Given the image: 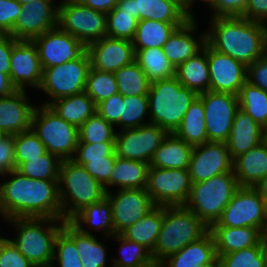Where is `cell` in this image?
<instances>
[{
    "label": "cell",
    "instance_id": "obj_13",
    "mask_svg": "<svg viewBox=\"0 0 267 267\" xmlns=\"http://www.w3.org/2000/svg\"><path fill=\"white\" fill-rule=\"evenodd\" d=\"M198 96L204 105L208 142L226 143L239 109L238 95L209 90Z\"/></svg>",
    "mask_w": 267,
    "mask_h": 267
},
{
    "label": "cell",
    "instance_id": "obj_34",
    "mask_svg": "<svg viewBox=\"0 0 267 267\" xmlns=\"http://www.w3.org/2000/svg\"><path fill=\"white\" fill-rule=\"evenodd\" d=\"M163 222V206H156L136 223L124 229L120 235L142 244L150 252L154 250Z\"/></svg>",
    "mask_w": 267,
    "mask_h": 267
},
{
    "label": "cell",
    "instance_id": "obj_59",
    "mask_svg": "<svg viewBox=\"0 0 267 267\" xmlns=\"http://www.w3.org/2000/svg\"><path fill=\"white\" fill-rule=\"evenodd\" d=\"M243 18L256 22H267V0H248Z\"/></svg>",
    "mask_w": 267,
    "mask_h": 267
},
{
    "label": "cell",
    "instance_id": "obj_2",
    "mask_svg": "<svg viewBox=\"0 0 267 267\" xmlns=\"http://www.w3.org/2000/svg\"><path fill=\"white\" fill-rule=\"evenodd\" d=\"M206 32V42L246 66L262 57L264 31L260 22L243 17H213Z\"/></svg>",
    "mask_w": 267,
    "mask_h": 267
},
{
    "label": "cell",
    "instance_id": "obj_20",
    "mask_svg": "<svg viewBox=\"0 0 267 267\" xmlns=\"http://www.w3.org/2000/svg\"><path fill=\"white\" fill-rule=\"evenodd\" d=\"M210 91L238 95L247 81V66L208 44Z\"/></svg>",
    "mask_w": 267,
    "mask_h": 267
},
{
    "label": "cell",
    "instance_id": "obj_27",
    "mask_svg": "<svg viewBox=\"0 0 267 267\" xmlns=\"http://www.w3.org/2000/svg\"><path fill=\"white\" fill-rule=\"evenodd\" d=\"M232 171L239 187H255L267 176V148L262 142L233 159Z\"/></svg>",
    "mask_w": 267,
    "mask_h": 267
},
{
    "label": "cell",
    "instance_id": "obj_37",
    "mask_svg": "<svg viewBox=\"0 0 267 267\" xmlns=\"http://www.w3.org/2000/svg\"><path fill=\"white\" fill-rule=\"evenodd\" d=\"M70 222L73 225L91 226L89 229L102 231L103 235L112 238L116 235L112 219L111 204L105 197L102 201L85 206Z\"/></svg>",
    "mask_w": 267,
    "mask_h": 267
},
{
    "label": "cell",
    "instance_id": "obj_68",
    "mask_svg": "<svg viewBox=\"0 0 267 267\" xmlns=\"http://www.w3.org/2000/svg\"><path fill=\"white\" fill-rule=\"evenodd\" d=\"M15 1L20 3L21 5H26L28 3H34L37 0H15Z\"/></svg>",
    "mask_w": 267,
    "mask_h": 267
},
{
    "label": "cell",
    "instance_id": "obj_33",
    "mask_svg": "<svg viewBox=\"0 0 267 267\" xmlns=\"http://www.w3.org/2000/svg\"><path fill=\"white\" fill-rule=\"evenodd\" d=\"M149 163L116 157L110 174V187L146 189Z\"/></svg>",
    "mask_w": 267,
    "mask_h": 267
},
{
    "label": "cell",
    "instance_id": "obj_7",
    "mask_svg": "<svg viewBox=\"0 0 267 267\" xmlns=\"http://www.w3.org/2000/svg\"><path fill=\"white\" fill-rule=\"evenodd\" d=\"M238 188L239 184L233 171L192 183L189 198L184 206L210 228L220 219Z\"/></svg>",
    "mask_w": 267,
    "mask_h": 267
},
{
    "label": "cell",
    "instance_id": "obj_17",
    "mask_svg": "<svg viewBox=\"0 0 267 267\" xmlns=\"http://www.w3.org/2000/svg\"><path fill=\"white\" fill-rule=\"evenodd\" d=\"M232 163L227 143L206 142L193 146L188 168L191 183L205 181L214 176L231 172Z\"/></svg>",
    "mask_w": 267,
    "mask_h": 267
},
{
    "label": "cell",
    "instance_id": "obj_21",
    "mask_svg": "<svg viewBox=\"0 0 267 267\" xmlns=\"http://www.w3.org/2000/svg\"><path fill=\"white\" fill-rule=\"evenodd\" d=\"M91 68L115 73L135 61L132 41L105 36L87 46Z\"/></svg>",
    "mask_w": 267,
    "mask_h": 267
},
{
    "label": "cell",
    "instance_id": "obj_18",
    "mask_svg": "<svg viewBox=\"0 0 267 267\" xmlns=\"http://www.w3.org/2000/svg\"><path fill=\"white\" fill-rule=\"evenodd\" d=\"M54 0H37L22 5L20 14L9 33L16 40H33L57 27L58 5Z\"/></svg>",
    "mask_w": 267,
    "mask_h": 267
},
{
    "label": "cell",
    "instance_id": "obj_15",
    "mask_svg": "<svg viewBox=\"0 0 267 267\" xmlns=\"http://www.w3.org/2000/svg\"><path fill=\"white\" fill-rule=\"evenodd\" d=\"M42 69L81 58L87 46L58 26L33 39Z\"/></svg>",
    "mask_w": 267,
    "mask_h": 267
},
{
    "label": "cell",
    "instance_id": "obj_45",
    "mask_svg": "<svg viewBox=\"0 0 267 267\" xmlns=\"http://www.w3.org/2000/svg\"><path fill=\"white\" fill-rule=\"evenodd\" d=\"M217 267H267L264 247L260 243L217 256Z\"/></svg>",
    "mask_w": 267,
    "mask_h": 267
},
{
    "label": "cell",
    "instance_id": "obj_51",
    "mask_svg": "<svg viewBox=\"0 0 267 267\" xmlns=\"http://www.w3.org/2000/svg\"><path fill=\"white\" fill-rule=\"evenodd\" d=\"M2 236V235H0ZM0 267H36L8 238L0 237Z\"/></svg>",
    "mask_w": 267,
    "mask_h": 267
},
{
    "label": "cell",
    "instance_id": "obj_22",
    "mask_svg": "<svg viewBox=\"0 0 267 267\" xmlns=\"http://www.w3.org/2000/svg\"><path fill=\"white\" fill-rule=\"evenodd\" d=\"M35 105L28 102L26 90H15L0 98V129L6 135H16L32 127Z\"/></svg>",
    "mask_w": 267,
    "mask_h": 267
},
{
    "label": "cell",
    "instance_id": "obj_4",
    "mask_svg": "<svg viewBox=\"0 0 267 267\" xmlns=\"http://www.w3.org/2000/svg\"><path fill=\"white\" fill-rule=\"evenodd\" d=\"M198 94L184 87L174 76L151 82L148 91L150 124L174 133Z\"/></svg>",
    "mask_w": 267,
    "mask_h": 267
},
{
    "label": "cell",
    "instance_id": "obj_28",
    "mask_svg": "<svg viewBox=\"0 0 267 267\" xmlns=\"http://www.w3.org/2000/svg\"><path fill=\"white\" fill-rule=\"evenodd\" d=\"M74 241L83 267H106V247L83 225L66 221L62 228Z\"/></svg>",
    "mask_w": 267,
    "mask_h": 267
},
{
    "label": "cell",
    "instance_id": "obj_23",
    "mask_svg": "<svg viewBox=\"0 0 267 267\" xmlns=\"http://www.w3.org/2000/svg\"><path fill=\"white\" fill-rule=\"evenodd\" d=\"M197 20L189 19L182 26L177 27L163 45V51L170 63L176 69L189 58L194 57L203 49L206 42V32L195 39Z\"/></svg>",
    "mask_w": 267,
    "mask_h": 267
},
{
    "label": "cell",
    "instance_id": "obj_42",
    "mask_svg": "<svg viewBox=\"0 0 267 267\" xmlns=\"http://www.w3.org/2000/svg\"><path fill=\"white\" fill-rule=\"evenodd\" d=\"M112 237L120 243V257L111 260L113 267H148L154 263L151 252L142 244L127 240L120 234Z\"/></svg>",
    "mask_w": 267,
    "mask_h": 267
},
{
    "label": "cell",
    "instance_id": "obj_62",
    "mask_svg": "<svg viewBox=\"0 0 267 267\" xmlns=\"http://www.w3.org/2000/svg\"><path fill=\"white\" fill-rule=\"evenodd\" d=\"M179 7L189 19H195L193 11H191V0H169Z\"/></svg>",
    "mask_w": 267,
    "mask_h": 267
},
{
    "label": "cell",
    "instance_id": "obj_71",
    "mask_svg": "<svg viewBox=\"0 0 267 267\" xmlns=\"http://www.w3.org/2000/svg\"><path fill=\"white\" fill-rule=\"evenodd\" d=\"M264 252H265V255H266V265H267V248H264Z\"/></svg>",
    "mask_w": 267,
    "mask_h": 267
},
{
    "label": "cell",
    "instance_id": "obj_66",
    "mask_svg": "<svg viewBox=\"0 0 267 267\" xmlns=\"http://www.w3.org/2000/svg\"><path fill=\"white\" fill-rule=\"evenodd\" d=\"M194 1L196 0H191V9H192V4L194 3ZM203 1L207 2V4H210L211 9H213L217 4V0H202V2Z\"/></svg>",
    "mask_w": 267,
    "mask_h": 267
},
{
    "label": "cell",
    "instance_id": "obj_11",
    "mask_svg": "<svg viewBox=\"0 0 267 267\" xmlns=\"http://www.w3.org/2000/svg\"><path fill=\"white\" fill-rule=\"evenodd\" d=\"M191 186L188 169L149 167L146 191L156 206H184Z\"/></svg>",
    "mask_w": 267,
    "mask_h": 267
},
{
    "label": "cell",
    "instance_id": "obj_60",
    "mask_svg": "<svg viewBox=\"0 0 267 267\" xmlns=\"http://www.w3.org/2000/svg\"><path fill=\"white\" fill-rule=\"evenodd\" d=\"M80 4L98 10L101 12L109 13L119 0H77Z\"/></svg>",
    "mask_w": 267,
    "mask_h": 267
},
{
    "label": "cell",
    "instance_id": "obj_12",
    "mask_svg": "<svg viewBox=\"0 0 267 267\" xmlns=\"http://www.w3.org/2000/svg\"><path fill=\"white\" fill-rule=\"evenodd\" d=\"M267 204L254 187H239L212 226L254 227L260 229Z\"/></svg>",
    "mask_w": 267,
    "mask_h": 267
},
{
    "label": "cell",
    "instance_id": "obj_55",
    "mask_svg": "<svg viewBox=\"0 0 267 267\" xmlns=\"http://www.w3.org/2000/svg\"><path fill=\"white\" fill-rule=\"evenodd\" d=\"M247 82L267 92V53L247 66Z\"/></svg>",
    "mask_w": 267,
    "mask_h": 267
},
{
    "label": "cell",
    "instance_id": "obj_3",
    "mask_svg": "<svg viewBox=\"0 0 267 267\" xmlns=\"http://www.w3.org/2000/svg\"><path fill=\"white\" fill-rule=\"evenodd\" d=\"M208 231L209 227L185 206H163L161 230L151 252L154 263L160 264Z\"/></svg>",
    "mask_w": 267,
    "mask_h": 267
},
{
    "label": "cell",
    "instance_id": "obj_41",
    "mask_svg": "<svg viewBox=\"0 0 267 267\" xmlns=\"http://www.w3.org/2000/svg\"><path fill=\"white\" fill-rule=\"evenodd\" d=\"M148 112H150L148 95H121V116L115 126H120L121 130H125L148 125L150 122H144Z\"/></svg>",
    "mask_w": 267,
    "mask_h": 267
},
{
    "label": "cell",
    "instance_id": "obj_29",
    "mask_svg": "<svg viewBox=\"0 0 267 267\" xmlns=\"http://www.w3.org/2000/svg\"><path fill=\"white\" fill-rule=\"evenodd\" d=\"M217 256L260 244V229L254 227L211 226Z\"/></svg>",
    "mask_w": 267,
    "mask_h": 267
},
{
    "label": "cell",
    "instance_id": "obj_10",
    "mask_svg": "<svg viewBox=\"0 0 267 267\" xmlns=\"http://www.w3.org/2000/svg\"><path fill=\"white\" fill-rule=\"evenodd\" d=\"M91 68L88 52L81 58L43 69L42 80L38 90L51 97L42 105L48 106L52 101L84 92L86 78Z\"/></svg>",
    "mask_w": 267,
    "mask_h": 267
},
{
    "label": "cell",
    "instance_id": "obj_14",
    "mask_svg": "<svg viewBox=\"0 0 267 267\" xmlns=\"http://www.w3.org/2000/svg\"><path fill=\"white\" fill-rule=\"evenodd\" d=\"M168 132L157 125L148 124L116 132L117 157L150 163Z\"/></svg>",
    "mask_w": 267,
    "mask_h": 267
},
{
    "label": "cell",
    "instance_id": "obj_69",
    "mask_svg": "<svg viewBox=\"0 0 267 267\" xmlns=\"http://www.w3.org/2000/svg\"><path fill=\"white\" fill-rule=\"evenodd\" d=\"M148 267H162V266H161V264L153 263L152 265H150Z\"/></svg>",
    "mask_w": 267,
    "mask_h": 267
},
{
    "label": "cell",
    "instance_id": "obj_44",
    "mask_svg": "<svg viewBox=\"0 0 267 267\" xmlns=\"http://www.w3.org/2000/svg\"><path fill=\"white\" fill-rule=\"evenodd\" d=\"M84 92L98 105L118 93L114 73L90 68L86 78Z\"/></svg>",
    "mask_w": 267,
    "mask_h": 267
},
{
    "label": "cell",
    "instance_id": "obj_52",
    "mask_svg": "<svg viewBox=\"0 0 267 267\" xmlns=\"http://www.w3.org/2000/svg\"><path fill=\"white\" fill-rule=\"evenodd\" d=\"M115 161L116 157H105V159L90 160L82 166L92 177L104 186L106 192H109L110 174Z\"/></svg>",
    "mask_w": 267,
    "mask_h": 267
},
{
    "label": "cell",
    "instance_id": "obj_25",
    "mask_svg": "<svg viewBox=\"0 0 267 267\" xmlns=\"http://www.w3.org/2000/svg\"><path fill=\"white\" fill-rule=\"evenodd\" d=\"M162 267H217V254L213 235L208 231L199 240L186 245L168 256Z\"/></svg>",
    "mask_w": 267,
    "mask_h": 267
},
{
    "label": "cell",
    "instance_id": "obj_54",
    "mask_svg": "<svg viewBox=\"0 0 267 267\" xmlns=\"http://www.w3.org/2000/svg\"><path fill=\"white\" fill-rule=\"evenodd\" d=\"M16 170L14 135H6L0 140V174Z\"/></svg>",
    "mask_w": 267,
    "mask_h": 267
},
{
    "label": "cell",
    "instance_id": "obj_26",
    "mask_svg": "<svg viewBox=\"0 0 267 267\" xmlns=\"http://www.w3.org/2000/svg\"><path fill=\"white\" fill-rule=\"evenodd\" d=\"M263 129L260 124L239 108L226 142L232 160L262 143Z\"/></svg>",
    "mask_w": 267,
    "mask_h": 267
},
{
    "label": "cell",
    "instance_id": "obj_70",
    "mask_svg": "<svg viewBox=\"0 0 267 267\" xmlns=\"http://www.w3.org/2000/svg\"><path fill=\"white\" fill-rule=\"evenodd\" d=\"M5 136H6V134L0 129V140Z\"/></svg>",
    "mask_w": 267,
    "mask_h": 267
},
{
    "label": "cell",
    "instance_id": "obj_53",
    "mask_svg": "<svg viewBox=\"0 0 267 267\" xmlns=\"http://www.w3.org/2000/svg\"><path fill=\"white\" fill-rule=\"evenodd\" d=\"M21 9L22 5L15 0H0V33L13 30Z\"/></svg>",
    "mask_w": 267,
    "mask_h": 267
},
{
    "label": "cell",
    "instance_id": "obj_6",
    "mask_svg": "<svg viewBox=\"0 0 267 267\" xmlns=\"http://www.w3.org/2000/svg\"><path fill=\"white\" fill-rule=\"evenodd\" d=\"M58 187L65 221H70L85 206L106 197L104 186L72 159L62 161Z\"/></svg>",
    "mask_w": 267,
    "mask_h": 267
},
{
    "label": "cell",
    "instance_id": "obj_36",
    "mask_svg": "<svg viewBox=\"0 0 267 267\" xmlns=\"http://www.w3.org/2000/svg\"><path fill=\"white\" fill-rule=\"evenodd\" d=\"M184 23H168L154 20H139L134 39L135 53L150 47L162 48L173 31Z\"/></svg>",
    "mask_w": 267,
    "mask_h": 267
},
{
    "label": "cell",
    "instance_id": "obj_30",
    "mask_svg": "<svg viewBox=\"0 0 267 267\" xmlns=\"http://www.w3.org/2000/svg\"><path fill=\"white\" fill-rule=\"evenodd\" d=\"M175 77L184 87L195 91L197 94L209 91L210 74L207 42H205L200 52L175 69Z\"/></svg>",
    "mask_w": 267,
    "mask_h": 267
},
{
    "label": "cell",
    "instance_id": "obj_32",
    "mask_svg": "<svg viewBox=\"0 0 267 267\" xmlns=\"http://www.w3.org/2000/svg\"><path fill=\"white\" fill-rule=\"evenodd\" d=\"M48 107L78 128L97 113L96 103L85 92L56 99Z\"/></svg>",
    "mask_w": 267,
    "mask_h": 267
},
{
    "label": "cell",
    "instance_id": "obj_49",
    "mask_svg": "<svg viewBox=\"0 0 267 267\" xmlns=\"http://www.w3.org/2000/svg\"><path fill=\"white\" fill-rule=\"evenodd\" d=\"M55 261L58 263L59 267H83L75 241L63 229L59 231L54 242L52 267H55Z\"/></svg>",
    "mask_w": 267,
    "mask_h": 267
},
{
    "label": "cell",
    "instance_id": "obj_31",
    "mask_svg": "<svg viewBox=\"0 0 267 267\" xmlns=\"http://www.w3.org/2000/svg\"><path fill=\"white\" fill-rule=\"evenodd\" d=\"M193 146L174 133H168L155 151L150 167L165 169H188Z\"/></svg>",
    "mask_w": 267,
    "mask_h": 267
},
{
    "label": "cell",
    "instance_id": "obj_38",
    "mask_svg": "<svg viewBox=\"0 0 267 267\" xmlns=\"http://www.w3.org/2000/svg\"><path fill=\"white\" fill-rule=\"evenodd\" d=\"M135 61L151 82L175 76V68L166 57L163 48L140 49L135 54Z\"/></svg>",
    "mask_w": 267,
    "mask_h": 267
},
{
    "label": "cell",
    "instance_id": "obj_67",
    "mask_svg": "<svg viewBox=\"0 0 267 267\" xmlns=\"http://www.w3.org/2000/svg\"><path fill=\"white\" fill-rule=\"evenodd\" d=\"M262 142L265 144L266 148H267V127H265L263 129V140Z\"/></svg>",
    "mask_w": 267,
    "mask_h": 267
},
{
    "label": "cell",
    "instance_id": "obj_1",
    "mask_svg": "<svg viewBox=\"0 0 267 267\" xmlns=\"http://www.w3.org/2000/svg\"><path fill=\"white\" fill-rule=\"evenodd\" d=\"M10 179L0 184V214L14 218L62 219L58 181L37 180L17 170L3 174Z\"/></svg>",
    "mask_w": 267,
    "mask_h": 267
},
{
    "label": "cell",
    "instance_id": "obj_65",
    "mask_svg": "<svg viewBox=\"0 0 267 267\" xmlns=\"http://www.w3.org/2000/svg\"><path fill=\"white\" fill-rule=\"evenodd\" d=\"M262 27H263V31H264V50L265 53H267V25H266V21L262 22Z\"/></svg>",
    "mask_w": 267,
    "mask_h": 267
},
{
    "label": "cell",
    "instance_id": "obj_40",
    "mask_svg": "<svg viewBox=\"0 0 267 267\" xmlns=\"http://www.w3.org/2000/svg\"><path fill=\"white\" fill-rule=\"evenodd\" d=\"M239 108L263 128L267 127V92L245 82L238 94Z\"/></svg>",
    "mask_w": 267,
    "mask_h": 267
},
{
    "label": "cell",
    "instance_id": "obj_19",
    "mask_svg": "<svg viewBox=\"0 0 267 267\" xmlns=\"http://www.w3.org/2000/svg\"><path fill=\"white\" fill-rule=\"evenodd\" d=\"M42 66L33 40H16L10 56V81L17 90L39 88Z\"/></svg>",
    "mask_w": 267,
    "mask_h": 267
},
{
    "label": "cell",
    "instance_id": "obj_47",
    "mask_svg": "<svg viewBox=\"0 0 267 267\" xmlns=\"http://www.w3.org/2000/svg\"><path fill=\"white\" fill-rule=\"evenodd\" d=\"M14 143L16 170L23 162L39 158L47 152L45 145L32 129L14 135Z\"/></svg>",
    "mask_w": 267,
    "mask_h": 267
},
{
    "label": "cell",
    "instance_id": "obj_56",
    "mask_svg": "<svg viewBox=\"0 0 267 267\" xmlns=\"http://www.w3.org/2000/svg\"><path fill=\"white\" fill-rule=\"evenodd\" d=\"M97 113L115 127L121 116V94L117 93L100 102Z\"/></svg>",
    "mask_w": 267,
    "mask_h": 267
},
{
    "label": "cell",
    "instance_id": "obj_8",
    "mask_svg": "<svg viewBox=\"0 0 267 267\" xmlns=\"http://www.w3.org/2000/svg\"><path fill=\"white\" fill-rule=\"evenodd\" d=\"M31 129L49 153L62 161L74 157L79 141L78 127L66 122L48 106L36 107Z\"/></svg>",
    "mask_w": 267,
    "mask_h": 267
},
{
    "label": "cell",
    "instance_id": "obj_24",
    "mask_svg": "<svg viewBox=\"0 0 267 267\" xmlns=\"http://www.w3.org/2000/svg\"><path fill=\"white\" fill-rule=\"evenodd\" d=\"M116 7L138 20L185 23L189 17L169 0H119Z\"/></svg>",
    "mask_w": 267,
    "mask_h": 267
},
{
    "label": "cell",
    "instance_id": "obj_61",
    "mask_svg": "<svg viewBox=\"0 0 267 267\" xmlns=\"http://www.w3.org/2000/svg\"><path fill=\"white\" fill-rule=\"evenodd\" d=\"M15 90L17 89L12 85L9 75L0 70V98L12 94Z\"/></svg>",
    "mask_w": 267,
    "mask_h": 267
},
{
    "label": "cell",
    "instance_id": "obj_39",
    "mask_svg": "<svg viewBox=\"0 0 267 267\" xmlns=\"http://www.w3.org/2000/svg\"><path fill=\"white\" fill-rule=\"evenodd\" d=\"M118 93L123 96L148 95L151 81L136 61L114 73Z\"/></svg>",
    "mask_w": 267,
    "mask_h": 267
},
{
    "label": "cell",
    "instance_id": "obj_63",
    "mask_svg": "<svg viewBox=\"0 0 267 267\" xmlns=\"http://www.w3.org/2000/svg\"><path fill=\"white\" fill-rule=\"evenodd\" d=\"M254 188L267 204V176L264 177Z\"/></svg>",
    "mask_w": 267,
    "mask_h": 267
},
{
    "label": "cell",
    "instance_id": "obj_48",
    "mask_svg": "<svg viewBox=\"0 0 267 267\" xmlns=\"http://www.w3.org/2000/svg\"><path fill=\"white\" fill-rule=\"evenodd\" d=\"M139 20L128 12H123L116 6L107 13L106 36L117 39H134Z\"/></svg>",
    "mask_w": 267,
    "mask_h": 267
},
{
    "label": "cell",
    "instance_id": "obj_35",
    "mask_svg": "<svg viewBox=\"0 0 267 267\" xmlns=\"http://www.w3.org/2000/svg\"><path fill=\"white\" fill-rule=\"evenodd\" d=\"M174 134L192 146L208 142L204 105L199 96L191 103Z\"/></svg>",
    "mask_w": 267,
    "mask_h": 267
},
{
    "label": "cell",
    "instance_id": "obj_46",
    "mask_svg": "<svg viewBox=\"0 0 267 267\" xmlns=\"http://www.w3.org/2000/svg\"><path fill=\"white\" fill-rule=\"evenodd\" d=\"M115 130L112 124L96 113L78 128V143L115 142Z\"/></svg>",
    "mask_w": 267,
    "mask_h": 267
},
{
    "label": "cell",
    "instance_id": "obj_50",
    "mask_svg": "<svg viewBox=\"0 0 267 267\" xmlns=\"http://www.w3.org/2000/svg\"><path fill=\"white\" fill-rule=\"evenodd\" d=\"M105 157H117L115 142L78 143L72 160L79 165H83L90 160L105 159Z\"/></svg>",
    "mask_w": 267,
    "mask_h": 267
},
{
    "label": "cell",
    "instance_id": "obj_16",
    "mask_svg": "<svg viewBox=\"0 0 267 267\" xmlns=\"http://www.w3.org/2000/svg\"><path fill=\"white\" fill-rule=\"evenodd\" d=\"M106 198L111 204L115 234H120L156 207L146 189H118L116 195L109 191Z\"/></svg>",
    "mask_w": 267,
    "mask_h": 267
},
{
    "label": "cell",
    "instance_id": "obj_58",
    "mask_svg": "<svg viewBox=\"0 0 267 267\" xmlns=\"http://www.w3.org/2000/svg\"><path fill=\"white\" fill-rule=\"evenodd\" d=\"M16 44V39L10 34L0 33V70L3 73H10V56L12 47Z\"/></svg>",
    "mask_w": 267,
    "mask_h": 267
},
{
    "label": "cell",
    "instance_id": "obj_57",
    "mask_svg": "<svg viewBox=\"0 0 267 267\" xmlns=\"http://www.w3.org/2000/svg\"><path fill=\"white\" fill-rule=\"evenodd\" d=\"M248 0H217L213 17H243Z\"/></svg>",
    "mask_w": 267,
    "mask_h": 267
},
{
    "label": "cell",
    "instance_id": "obj_64",
    "mask_svg": "<svg viewBox=\"0 0 267 267\" xmlns=\"http://www.w3.org/2000/svg\"><path fill=\"white\" fill-rule=\"evenodd\" d=\"M260 243L264 248H267V211L260 228Z\"/></svg>",
    "mask_w": 267,
    "mask_h": 267
},
{
    "label": "cell",
    "instance_id": "obj_43",
    "mask_svg": "<svg viewBox=\"0 0 267 267\" xmlns=\"http://www.w3.org/2000/svg\"><path fill=\"white\" fill-rule=\"evenodd\" d=\"M61 163L60 158L47 151L39 158L23 162L17 171L32 179L59 181Z\"/></svg>",
    "mask_w": 267,
    "mask_h": 267
},
{
    "label": "cell",
    "instance_id": "obj_5",
    "mask_svg": "<svg viewBox=\"0 0 267 267\" xmlns=\"http://www.w3.org/2000/svg\"><path fill=\"white\" fill-rule=\"evenodd\" d=\"M8 221L18 231L17 237L10 239L17 249L36 267L52 266L54 242L66 221L34 217L14 218Z\"/></svg>",
    "mask_w": 267,
    "mask_h": 267
},
{
    "label": "cell",
    "instance_id": "obj_9",
    "mask_svg": "<svg viewBox=\"0 0 267 267\" xmlns=\"http://www.w3.org/2000/svg\"><path fill=\"white\" fill-rule=\"evenodd\" d=\"M107 13L93 10L77 0L59 2L57 26L86 46L106 36Z\"/></svg>",
    "mask_w": 267,
    "mask_h": 267
}]
</instances>
